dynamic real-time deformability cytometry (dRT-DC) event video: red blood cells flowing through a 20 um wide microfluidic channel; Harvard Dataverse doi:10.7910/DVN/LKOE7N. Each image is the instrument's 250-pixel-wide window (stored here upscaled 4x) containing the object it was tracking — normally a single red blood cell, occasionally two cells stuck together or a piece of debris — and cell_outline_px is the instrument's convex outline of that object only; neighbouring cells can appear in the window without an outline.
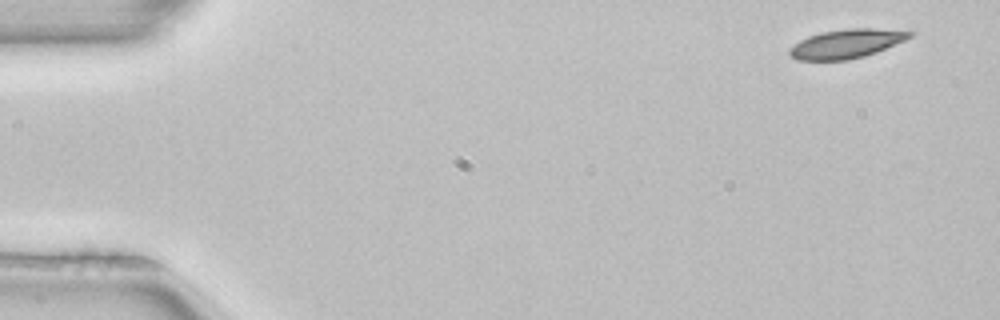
{"species": "common noctule bat (a hibernating species)", "species_latin": "Nyctalus noctula", "temperature_condition": "room temperature", "stored_images_in_passage": 4, "camera_frame_rate_fps": 3000, "um_per_image_px": 0.085, "animal": {"sex": "female", "body_mass_g": 22.7, "forearm_length_mm": 54.2}, "frame": {"image": 1, "passage_image": 1, "time_ms": 0.0, "image_size_px": [1000, 320], "cell_outline_px": [[916, 32], [912, 36], [904, 40], [876, 52], [864, 56], [848, 60], [796, 60], [788, 56], [788, 48], [800, 40], [808, 36], [820, 32], [848, 28], [876, 28]], "centroid_in_image_um": [71.89, 3.71], "position_along_channel_um": 13.1, "area_um2": 20.4}}